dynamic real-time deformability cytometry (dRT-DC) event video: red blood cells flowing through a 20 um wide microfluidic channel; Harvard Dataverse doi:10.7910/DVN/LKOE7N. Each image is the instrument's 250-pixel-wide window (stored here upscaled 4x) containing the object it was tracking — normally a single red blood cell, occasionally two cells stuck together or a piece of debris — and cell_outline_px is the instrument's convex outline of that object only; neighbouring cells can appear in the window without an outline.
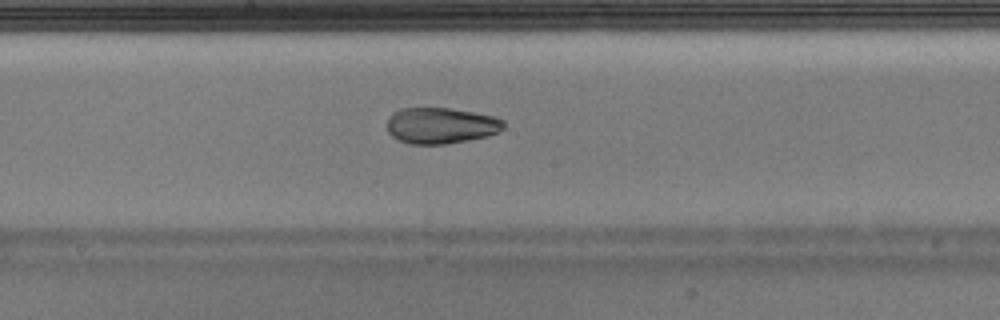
{"species": "Egyptian fruit bat (a non-hibernating species)", "species_latin": "Rousettus aegyptiacus", "temperature_condition": "warm", "stored_images_in_passage": 36, "camera_frame_rate_fps": 3000, "um_per_image_px": 0.085, "animal": {"sex": "male"}, "frame": {"image": 1, "passage_image": 16, "time_ms": 5.0, "image_size_px": [1000, 320], "cell_outline_px": [[504, 128], [488, 136], [444, 144], [408, 144], [392, 136], [388, 132], [388, 116], [392, 112], [400, 108], [452, 108], [492, 116], [504, 120]], "centroid_in_image_um": [37.44, 10.66], "position_along_channel_um": 210.8, "area_um2": 24.45}}
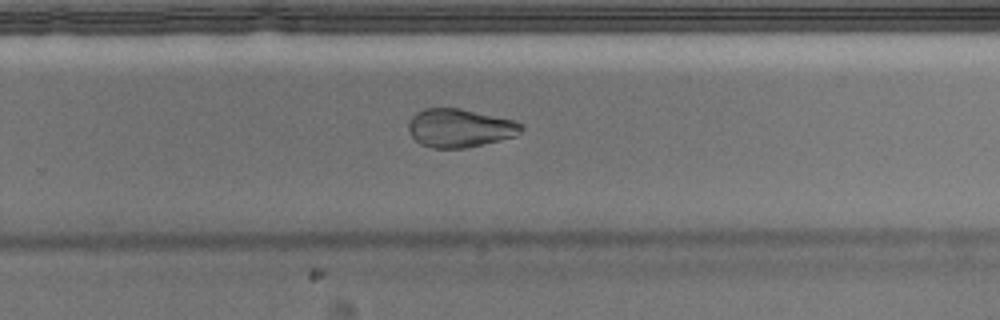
{"frame": {"image": 2, "passage_image": 21, "time_ms": 6.667, "image_size_px": [1000, 320], "cell_outline_px": [[524, 128], [516, 136], [500, 140], [464, 148], [432, 148], [420, 144], [408, 132], [408, 120], [416, 112], [424, 108], [460, 108], [516, 120], [524, 124]], "centroid_in_image_um": [39.08, 10.87], "position_along_channel_um": 290.7, "area_um2": 25.55}}